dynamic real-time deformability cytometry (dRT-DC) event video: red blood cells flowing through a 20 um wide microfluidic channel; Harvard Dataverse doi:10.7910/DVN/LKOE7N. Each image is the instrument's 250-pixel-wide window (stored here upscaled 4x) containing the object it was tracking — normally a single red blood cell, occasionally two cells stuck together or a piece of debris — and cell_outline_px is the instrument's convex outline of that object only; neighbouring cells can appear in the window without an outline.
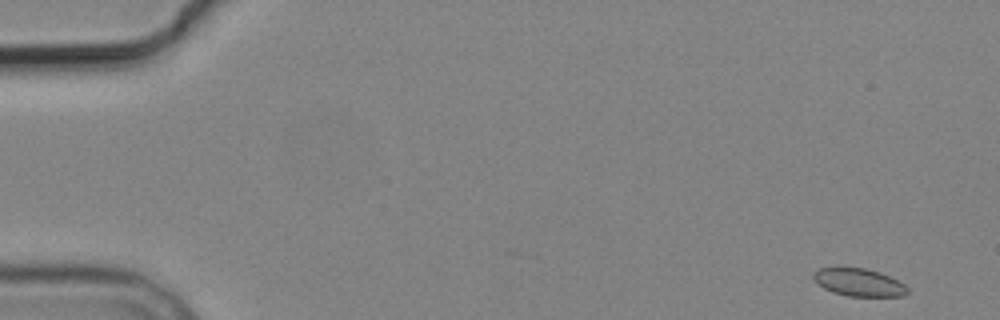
{"species": "common noctule bat (a hibernating species)", "species_latin": "Nyctalus noctula", "temperature_condition": "cold", "stored_images_in_passage": 5, "camera_frame_rate_fps": 3000, "um_per_image_px": 0.085, "animal": {"sex": "male", "body_mass_g": 19.2, "forearm_length_mm": 51.8}, "frame": {"image": 1, "passage_image": 1, "time_ms": 0.0, "image_size_px": [1000, 320], "cell_outline_px": [[908, 292], [904, 296], [848, 296], [832, 292], [816, 284], [812, 280], [812, 272], [820, 268], [864, 268], [880, 272], [904, 284], [908, 288]], "centroid_in_image_um": [72.95, 24.0], "position_along_channel_um": 12.0, "area_um2": 15.2}}
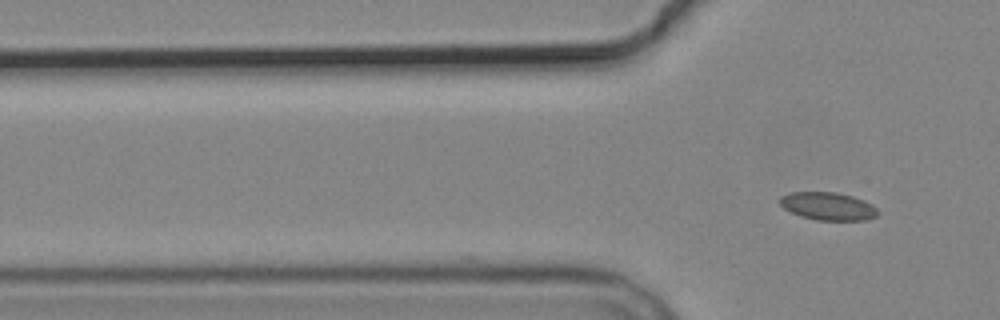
{"frame": {"image": 2, "passage_image": 5, "time_ms": 4.667, "image_size_px": [1000, 320], "cell_outline_px": [[880, 212], [876, 216], [864, 220], [816, 220], [800, 216], [784, 208], [780, 204], [780, 196], [792, 192], [836, 192], [852, 196], [864, 200], [872, 204]], "centroid_in_image_um": [70.39, 17.52], "position_along_channel_um": 55.4, "area_um2": 15.9}}